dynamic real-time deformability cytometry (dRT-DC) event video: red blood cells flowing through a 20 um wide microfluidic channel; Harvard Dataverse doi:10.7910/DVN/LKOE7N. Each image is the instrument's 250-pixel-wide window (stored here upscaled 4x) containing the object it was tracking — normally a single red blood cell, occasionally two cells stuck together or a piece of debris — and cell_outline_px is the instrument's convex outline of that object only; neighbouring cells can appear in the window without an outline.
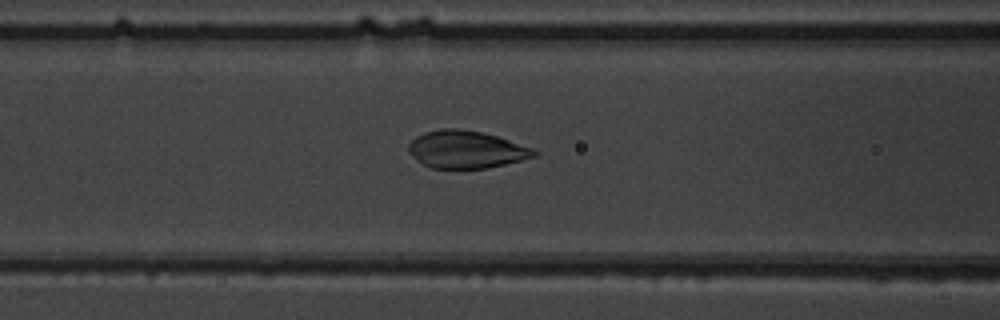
{"species": "common noctule bat (a hibernating species)", "species_latin": "Nyctalus noctula", "temperature_condition": "warm", "stored_images_in_passage": 30, "camera_frame_rate_fps": 3000, "um_per_image_px": 0.085, "animal": {"sex": "male", "body_mass_g": 19.5, "forearm_length_mm": 54.6}, "frame": {"image": 1, "passage_image": 6, "time_ms": 1.667, "image_size_px": [1000, 320], "cell_outline_px": [[540, 152], [536, 156], [488, 168], [432, 168], [424, 164], [408, 152], [408, 144], [416, 136], [424, 132], [440, 128], [460, 128], [480, 132], [496, 136], [532, 148]], "centroid_in_image_um": [39.61, 12.69], "position_along_channel_um": 127.0, "area_um2": 27.22}}
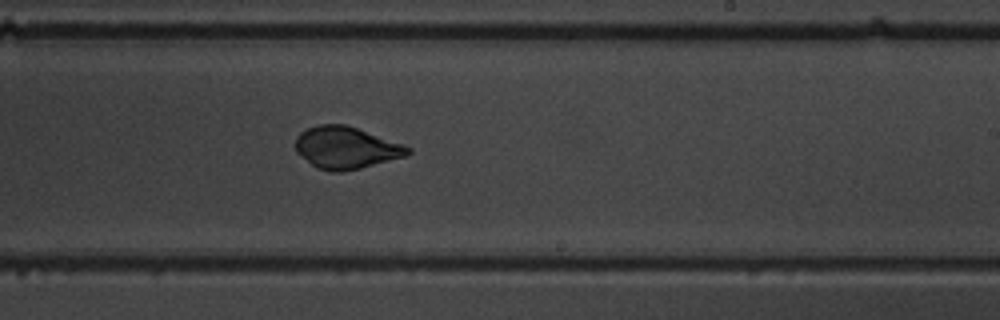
{"frame": {"image": 2, "passage_image": 16, "time_ms": 5.0, "image_size_px": [1000, 320], "cell_outline_px": [[412, 152], [404, 156], [360, 168], [340, 172], [332, 172], [316, 168], [296, 152], [296, 136], [300, 132], [308, 128], [320, 124], [348, 124], [404, 144], [412, 148]], "centroid_in_image_um": [29.42, 12.54], "position_along_channel_um": 259.6, "area_um2": 27.63}}
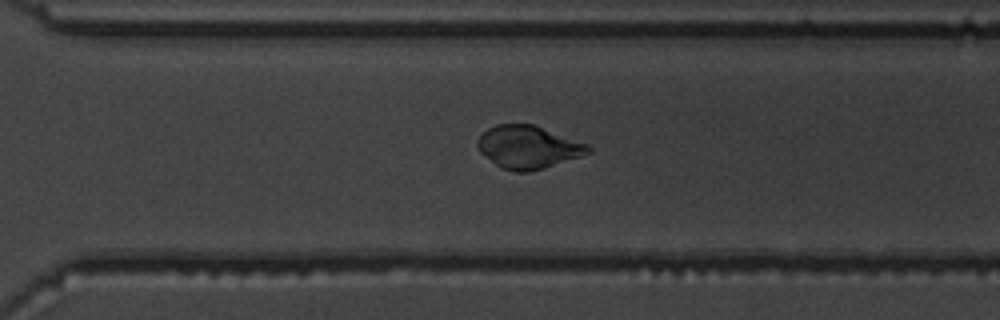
{"frame": {"image": 3, "passage_image": 21, "time_ms": 6.667, "image_size_px": [1000, 320], "cell_outline_px": [[592, 152], [544, 168], [528, 172], [516, 172], [500, 168], [484, 156], [480, 152], [476, 144], [476, 140], [488, 128], [496, 124], [532, 124], [588, 144], [592, 148]], "centroid_in_image_um": [44.87, 12.51], "position_along_channel_um": 325.7, "area_um2": 27.57}, "authors_computed_cell_mechanics": {"area_um2": 27.9174, "velocity_mm_per_s": 3.9883, "shape_relaxation_time_tau1_ms": 5.9073, "shape_relaxation_time_tau2_ms": null, "deformation_change_tau1": 0.1287, "deformation_change_tau2": null}}